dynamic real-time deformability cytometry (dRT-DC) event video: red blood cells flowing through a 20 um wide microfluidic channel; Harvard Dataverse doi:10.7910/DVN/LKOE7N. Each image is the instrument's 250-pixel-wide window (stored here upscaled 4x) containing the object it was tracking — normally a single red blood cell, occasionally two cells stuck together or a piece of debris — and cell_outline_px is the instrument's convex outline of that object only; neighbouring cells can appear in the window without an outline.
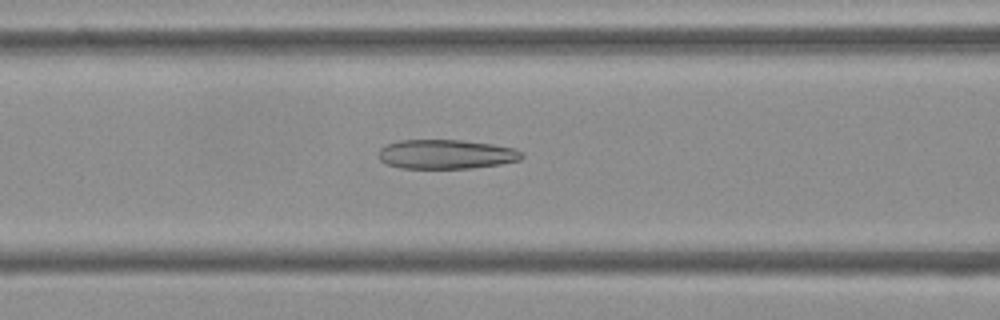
{"species": "Egyptian fruit bat (a non-hibernating species)", "species_latin": "Rousettus aegyptiacus", "temperature_condition": "cold", "stored_images_in_passage": 52, "camera_frame_rate_fps": 3000, "um_per_image_px": 0.085, "frame": {"image": 1, "passage_image": 21, "time_ms": 6.667, "image_size_px": [1000, 320], "cell_outline_px": [[524, 156], [520, 160], [500, 164], [472, 168], [400, 168], [384, 164], [376, 156], [380, 148], [388, 144], [400, 140], [460, 140], [492, 144], [516, 148], [524, 152]], "centroid_in_image_um": [37.91, 13.11], "position_along_channel_um": 128.7, "area_um2": 24.74}}
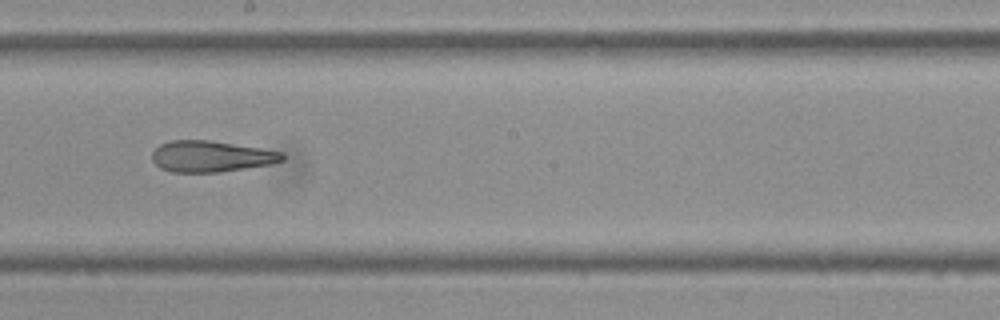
{"frame": {"image": 2, "passage_image": 29, "time_ms": 9.333, "image_size_px": [1000, 320], "cell_outline_px": [[284, 160], [272, 164], [220, 172], [172, 172], [160, 168], [152, 160], [152, 152], [160, 144], [168, 140], [208, 140], [260, 148], [284, 152]], "centroid_in_image_um": [17.94, 13.29], "position_along_channel_um": 230.3, "area_um2": 23.7}}
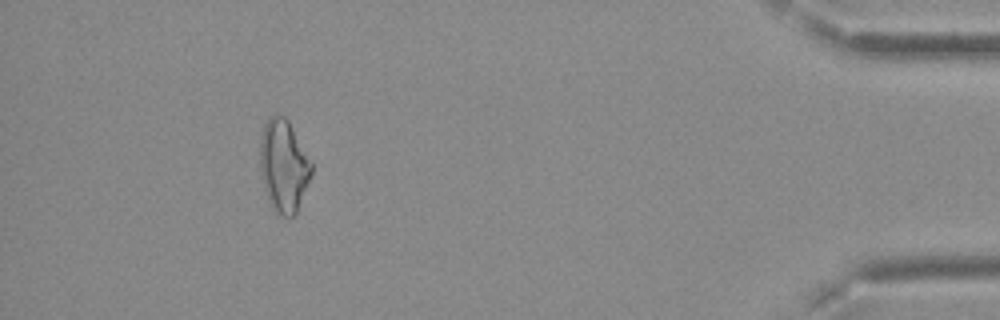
{"frame": {"image": 3, "passage_image": 48, "time_ms": 15.667, "image_size_px": [1000, 320], "cell_outline_px": [[312, 176], [296, 216], [284, 216], [276, 212], [272, 208], [268, 200], [264, 188], [260, 168], [260, 140], [264, 124], [268, 116], [284, 116], [288, 120], [312, 164]], "centroid_in_image_um": [24.11, 14.14], "position_along_channel_um": 411.1, "area_um2": 27.74}, "authors_computed_cell_mechanics": {"area_um2": 26.0389, "velocity_mm_per_s": 3.8062, "shape_relaxation_time_tau1_ms": null, "shape_relaxation_time_tau2_ms": 4.0691, "deformation_change_tau1": null, "deformation_change_tau2": 0.1553}}